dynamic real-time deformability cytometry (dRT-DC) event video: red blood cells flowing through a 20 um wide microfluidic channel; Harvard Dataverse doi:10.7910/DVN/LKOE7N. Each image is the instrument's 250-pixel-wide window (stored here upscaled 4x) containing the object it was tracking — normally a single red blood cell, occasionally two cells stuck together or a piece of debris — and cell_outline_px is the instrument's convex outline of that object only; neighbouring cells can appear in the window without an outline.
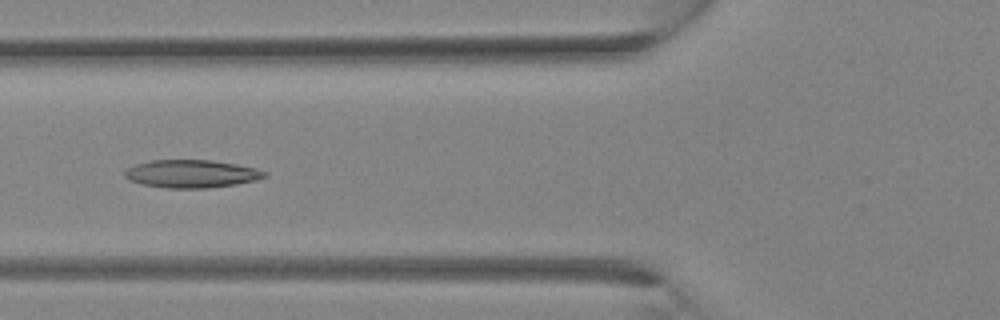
{"species": "Egyptian fruit bat (a non-hibernating species)", "species_latin": "Rousettus aegyptiacus", "temperature_condition": "room temperature", "stored_images_in_passage": 33, "segment_of_instrument_passage": [1, 2], "camera_frame_rate_fps": 3000, "um_per_image_px": 0.085, "animal": {"sex": "female"}, "frame": {"image": 1, "passage_image": 12, "time_ms": 3.667, "image_size_px": [1000, 320], "cell_outline_px": [[268, 176], [256, 180], [236, 184], [208, 188], [168, 188], [140, 184], [128, 180], [124, 176], [124, 172], [128, 168], [136, 164], [152, 160], [212, 160], [236, 164], [268, 172]], "centroid_in_image_um": [16.26, 14.77], "position_along_channel_um": 109.5, "area_um2": 22.72}}
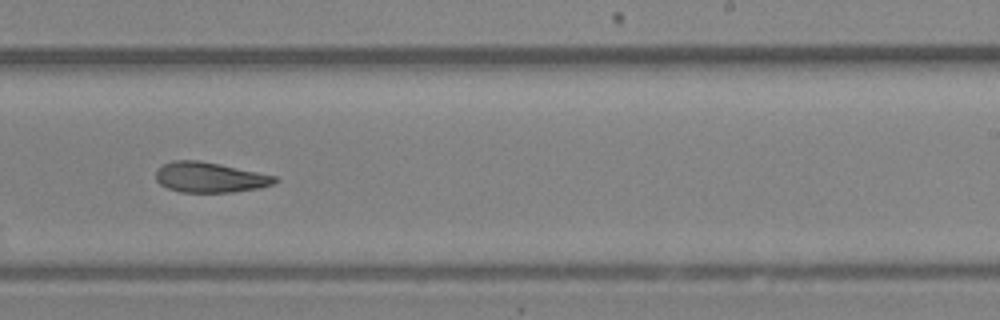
{"frame": {"image": 2, "passage_image": 20, "time_ms": 6.333, "image_size_px": [1000, 320], "cell_outline_px": [[280, 180], [276, 184], [260, 188], [232, 192], [180, 192], [168, 188], [160, 184], [156, 180], [156, 172], [164, 164], [172, 160], [200, 160], [220, 164], [276, 176]], "centroid_in_image_um": [17.87, 15.08], "position_along_channel_um": 271.1, "area_um2": 21.04}}
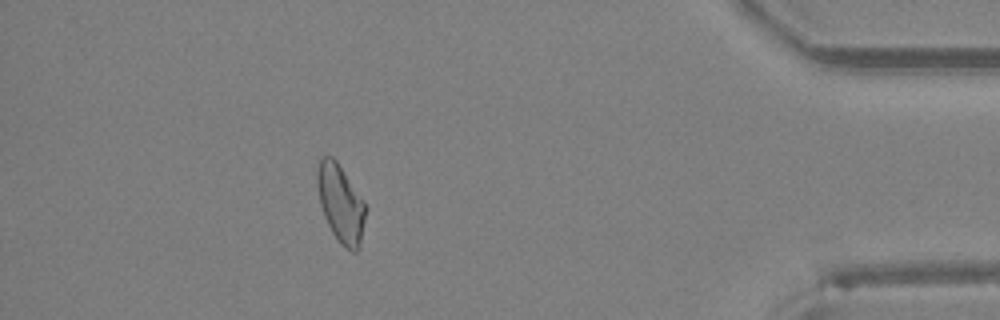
{"frame": {"image": 3, "passage_image": 29, "time_ms": 9.333, "image_size_px": [1000, 320], "cell_outline_px": [[368, 208], [360, 244], [356, 252], [352, 252], [332, 232], [324, 216], [320, 204], [316, 180], [316, 172], [320, 156], [332, 156], [336, 160], [364, 200]], "centroid_in_image_um": [28.97, 17.24], "position_along_channel_um": 406.2, "area_um2": 21.91}}